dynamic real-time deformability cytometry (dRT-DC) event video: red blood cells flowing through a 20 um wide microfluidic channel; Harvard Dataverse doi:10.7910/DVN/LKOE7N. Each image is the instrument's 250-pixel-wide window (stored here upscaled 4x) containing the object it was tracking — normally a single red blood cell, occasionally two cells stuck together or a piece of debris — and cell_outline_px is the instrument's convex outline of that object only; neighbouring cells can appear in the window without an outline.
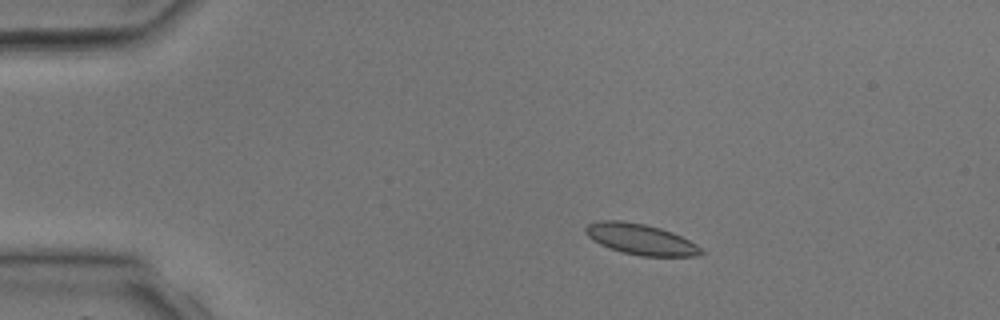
{"species": "common noctule bat (a hibernating species)", "species_latin": "Nyctalus noctula", "temperature_condition": "room temperature", "stored_images_in_passage": 4, "camera_frame_rate_fps": 3000, "um_per_image_px": 0.085, "animal": {"sex": "male", "body_mass_g": 17.9, "forearm_length_mm": 54.2}, "frame": {"image": 1, "passage_image": 3, "time_ms": 2.0, "image_size_px": [1000, 320], "cell_outline_px": [[704, 252], [700, 256], [640, 256], [624, 252], [600, 244], [592, 240], [584, 232], [584, 228], [588, 224], [600, 220], [620, 220], [644, 224], [660, 228], [672, 232], [696, 244]], "centroid_in_image_um": [54.44, 20.33], "position_along_channel_um": 30.6, "area_um2": 20.58}}